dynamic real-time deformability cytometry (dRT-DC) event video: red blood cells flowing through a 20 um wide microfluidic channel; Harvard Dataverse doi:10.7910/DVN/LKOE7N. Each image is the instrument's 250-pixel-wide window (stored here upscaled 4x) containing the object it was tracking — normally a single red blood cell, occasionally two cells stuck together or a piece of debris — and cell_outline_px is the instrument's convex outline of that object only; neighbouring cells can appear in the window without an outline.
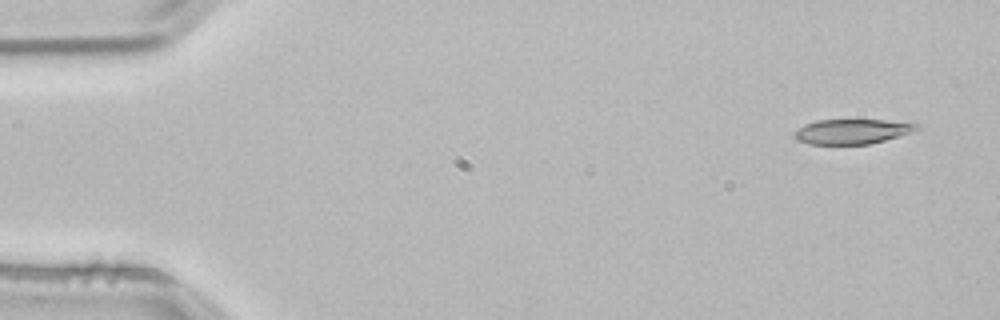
{"species": "common noctule bat (a hibernating species)", "species_latin": "Nyctalus noctula", "temperature_condition": "room temperature", "stored_images_in_passage": 3, "camera_frame_rate_fps": 3000, "um_per_image_px": 0.085, "animal": {"sex": "male", "body_mass_g": 21.5, "forearm_length_mm": 52.0}, "frame": {"image": 1, "passage_image": 1, "time_ms": 0.0, "image_size_px": [1000, 320], "cell_outline_px": [[920, 128], [884, 140], [868, 144], [808, 144], [796, 140], [792, 136], [792, 132], [804, 124], [816, 120], [884, 120], [920, 124]], "centroid_in_image_um": [72.32, 11.17], "position_along_channel_um": 12.7, "area_um2": 17.63}}